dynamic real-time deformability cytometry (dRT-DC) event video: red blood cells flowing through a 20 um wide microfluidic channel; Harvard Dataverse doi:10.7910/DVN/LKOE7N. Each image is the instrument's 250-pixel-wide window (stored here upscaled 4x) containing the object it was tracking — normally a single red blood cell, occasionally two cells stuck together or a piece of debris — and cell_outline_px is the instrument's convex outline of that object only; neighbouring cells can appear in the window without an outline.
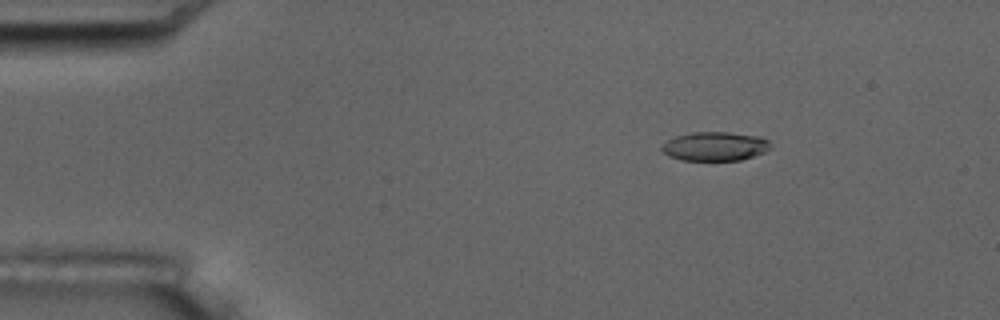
{"species": "common noctule bat (a hibernating species)", "species_latin": "Nyctalus noctula", "temperature_condition": "room temperature", "stored_images_in_passage": 8, "camera_frame_rate_fps": 3000, "um_per_image_px": 0.085, "animal": {"sex": "male", "body_mass_g": 17.5, "forearm_length_mm": 52.3}, "frame": {"image": 1, "passage_image": 3, "time_ms": 2.667, "image_size_px": [1000, 320], "cell_outline_px": [[772, 148], [764, 152], [740, 160], [680, 160], [668, 156], [660, 148], [668, 140], [676, 136], [692, 132], [728, 132], [760, 136], [768, 140], [772, 144]], "centroid_in_image_um": [60.8, 12.43], "position_along_channel_um": 24.2, "area_um2": 18.38}}
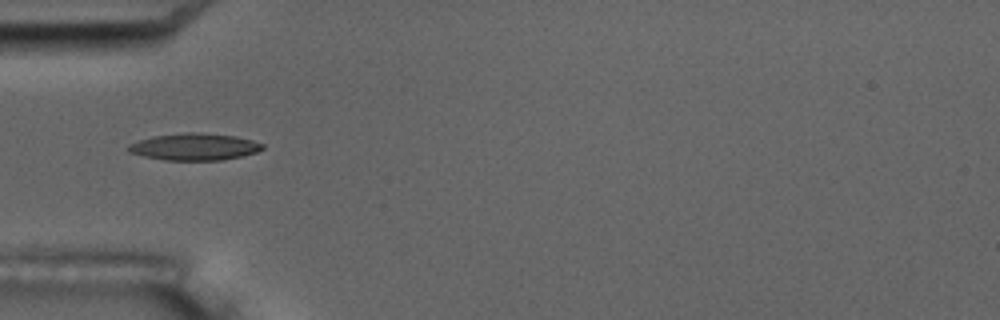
{"frame": {"image": 2, "passage_image": 6, "time_ms": 6.0, "image_size_px": [1000, 320], "cell_outline_px": [[264, 148], [256, 152], [240, 156], [220, 160], [164, 160], [144, 156], [128, 152], [124, 148], [128, 144], [152, 136], [188, 132], [192, 132], [236, 136], [252, 140], [264, 144]], "centroid_in_image_um": [16.48, 12.47], "position_along_channel_um": 68.5, "area_um2": 20.98}}